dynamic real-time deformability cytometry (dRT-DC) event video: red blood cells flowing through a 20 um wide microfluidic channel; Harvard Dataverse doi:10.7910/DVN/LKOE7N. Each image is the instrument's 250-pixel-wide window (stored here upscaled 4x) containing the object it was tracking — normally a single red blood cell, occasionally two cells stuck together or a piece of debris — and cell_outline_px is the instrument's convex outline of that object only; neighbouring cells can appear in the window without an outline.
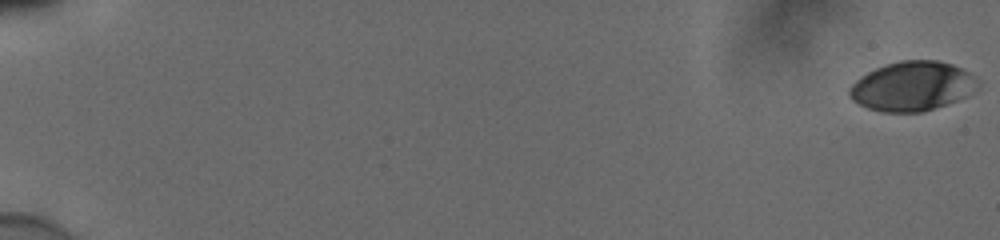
{"species": "human", "species_latin": "Homo sapiens", "temperature_condition": "cold", "stored_images_in_passage": 56, "camera_frame_rate_fps": 3000, "um_per_image_px": 0.085, "donor": {"sex": "male"}, "frame": {"image": 1, "passage_image": 1, "time_ms": 0.0, "image_size_px": [1000, 240], "cell_outline_px": [[972, 76], [968, 96], [924, 112], [880, 112], [868, 108], [852, 100], [848, 96], [848, 88], [860, 76], [876, 68], [900, 60], [936, 60], [952, 64], [968, 72]], "centroid_in_image_um": [77.42, 7.34], "position_along_channel_um": 7.6, "area_um2": 36.24}}
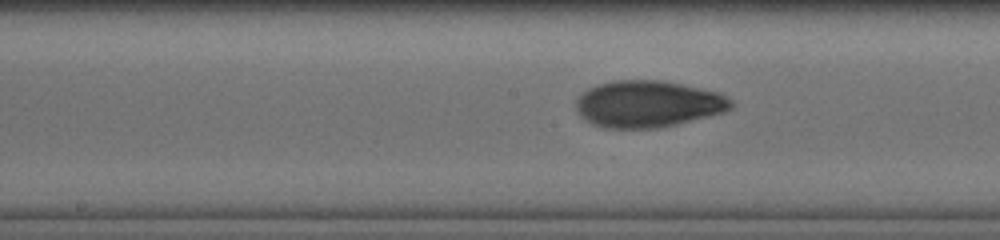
{"frame": {"image": 2, "passage_image": 32, "time_ms": 10.333, "image_size_px": [1000, 240], "cell_outline_px": [[732, 108], [724, 112], [660, 128], [604, 128], [592, 124], [584, 120], [576, 112], [576, 100], [588, 88], [612, 80], [660, 80], [680, 84], [716, 92], [732, 100]], "centroid_in_image_um": [55.03, 8.85], "position_along_channel_um": 193.2, "area_um2": 42.02}}
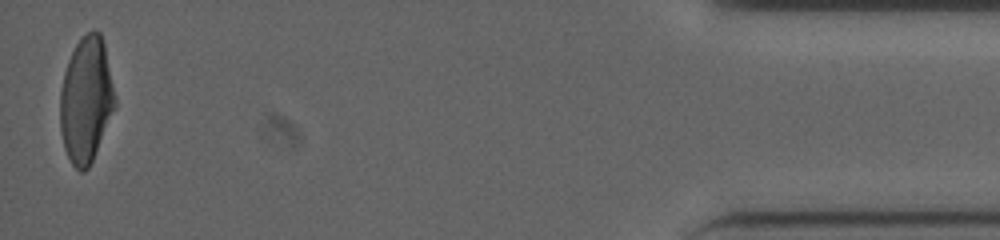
{"frame": {"image": 3, "passage_image": 56, "time_ms": 18.333, "image_size_px": [1000, 240], "cell_outline_px": [[116, 108], [92, 160], [88, 168], [84, 172], [80, 172], [72, 164], [64, 148], [60, 128], [60, 92], [64, 72], [68, 60], [76, 44], [88, 32], [100, 32], [104, 44], [116, 100]], "centroid_in_image_um": [7.32, 8.53], "position_along_channel_um": 427.9, "area_um2": 39.88}, "authors_computed_cell_mechanics": {"area_um2": 39.8242, "velocity_mm_per_s": 3.8731, "shape_relaxation_time_tau1_ms": 4.3503, "shape_relaxation_time_tau2_ms": 1.3545, "deformation_change_tau1": 0.1632, "deformation_change_tau2": 0.0563}}